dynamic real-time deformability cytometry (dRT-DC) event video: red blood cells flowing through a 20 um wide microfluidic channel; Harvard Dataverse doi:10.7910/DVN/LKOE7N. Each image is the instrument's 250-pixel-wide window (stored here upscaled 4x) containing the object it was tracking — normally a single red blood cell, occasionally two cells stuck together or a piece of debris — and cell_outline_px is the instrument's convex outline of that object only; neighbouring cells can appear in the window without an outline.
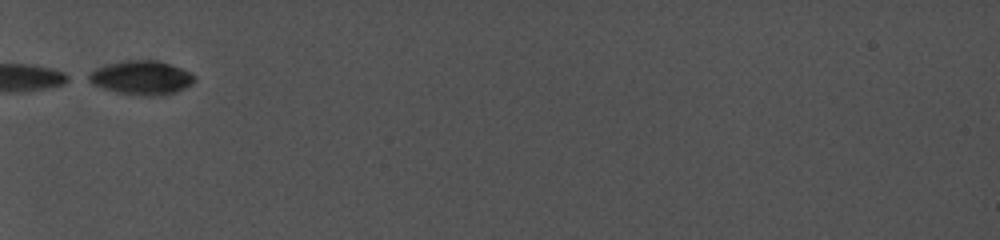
{"species": "common noctule bat (a hibernating species)", "species_latin": "Nyctalus noctula", "temperature_condition": "cold", "stored_images_in_passage": 5, "camera_frame_rate_fps": 5000, "um_per_image_px": 0.085, "animal": {"sex": "female", "body_mass_g": 19.0, "forearm_length_mm": 56.7}, "frame": {"image": 1, "passage_image": 1, "time_ms": 0.0, "image_size_px": [1000, 240], "cell_outline_px": [[196, 80], [192, 84], [176, 92], [164, 96], [144, 96], [116, 92], [92, 84], [84, 80], [84, 76], [96, 68], [104, 64], [124, 60], [160, 60], [192, 72], [196, 76]], "centroid_in_image_um": [12.01, 6.6], "position_along_channel_um": 73.0, "area_um2": 21.56}}